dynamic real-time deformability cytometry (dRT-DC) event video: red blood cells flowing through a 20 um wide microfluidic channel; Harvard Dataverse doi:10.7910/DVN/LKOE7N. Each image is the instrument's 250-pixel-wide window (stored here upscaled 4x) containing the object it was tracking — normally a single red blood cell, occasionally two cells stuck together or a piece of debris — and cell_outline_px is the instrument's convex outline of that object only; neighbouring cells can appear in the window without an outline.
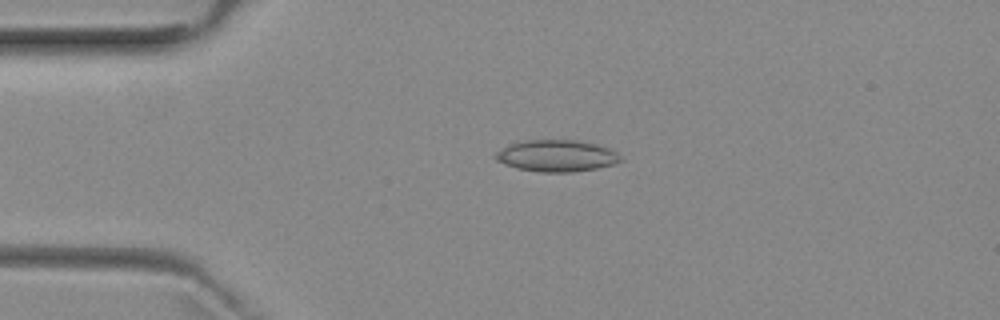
{"species": "common noctule bat (a hibernating species)", "species_latin": "Nyctalus noctula", "temperature_condition": "room temperature", "stored_images_in_passage": 2, "camera_frame_rate_fps": 3000, "um_per_image_px": 0.085, "animal": {"sex": "female", "body_mass_g": 29.2, "forearm_length_mm": 56.3}, "frame": {"image": 1, "passage_image": 1, "time_ms": 0.0, "image_size_px": [1000, 320], "cell_outline_px": [[624, 160], [616, 164], [596, 168], [572, 172], [540, 172], [516, 168], [504, 164], [496, 160], [492, 156], [496, 152], [512, 144], [524, 140], [576, 140], [596, 144], [608, 148], [616, 152]], "centroid_in_image_um": [47.32, 13.25], "position_along_channel_um": 37.7, "area_um2": 23.06}}